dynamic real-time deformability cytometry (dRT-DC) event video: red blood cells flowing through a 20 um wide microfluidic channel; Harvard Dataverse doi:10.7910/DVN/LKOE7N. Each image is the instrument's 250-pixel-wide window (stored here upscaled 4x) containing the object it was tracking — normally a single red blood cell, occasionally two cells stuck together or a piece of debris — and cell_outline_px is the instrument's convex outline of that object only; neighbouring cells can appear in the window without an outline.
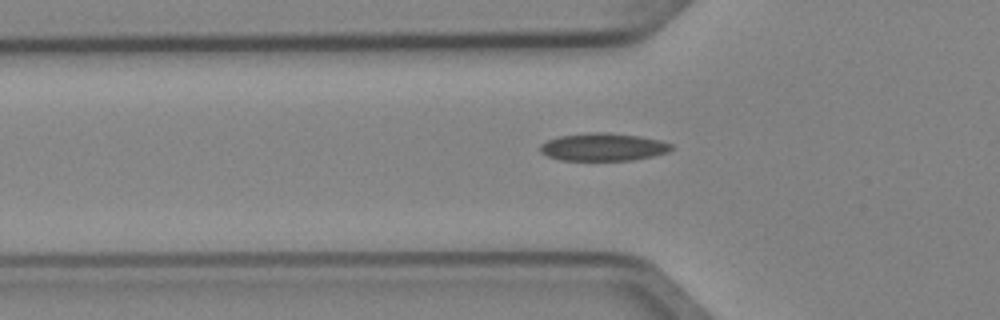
{"species": "Egyptian fruit bat (a non-hibernating species)", "species_latin": "Rousettus aegyptiacus", "temperature_condition": "cold", "stored_images_in_passage": 6, "camera_frame_rate_fps": 3000, "um_per_image_px": 0.085, "animal": {"sex": "female"}, "frame": {"image": 1, "passage_image": 5, "time_ms": 1.333, "image_size_px": [1000, 320], "cell_outline_px": [[672, 148], [668, 152], [652, 156], [632, 160], [560, 160], [548, 156], [540, 152], [540, 144], [548, 140], [560, 136], [592, 132], [608, 132], [636, 136], [660, 140], [672, 144]], "centroid_in_image_um": [51.26, 12.5], "position_along_channel_um": 74.5, "area_um2": 21.04}}
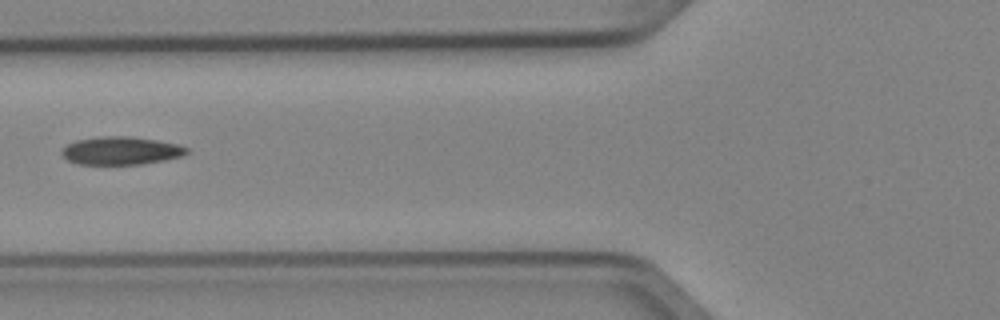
{"frame": {"image": 2, "passage_image": 6, "time_ms": 1.667, "image_size_px": [1000, 320], "cell_outline_px": [[188, 152], [184, 156], [164, 160], [140, 164], [76, 164], [68, 160], [60, 152], [68, 144], [76, 140], [100, 136], [128, 136], [156, 140], [180, 144], [188, 148]], "centroid_in_image_um": [10.31, 12.8], "position_along_channel_um": 115.5, "area_um2": 20.4}}